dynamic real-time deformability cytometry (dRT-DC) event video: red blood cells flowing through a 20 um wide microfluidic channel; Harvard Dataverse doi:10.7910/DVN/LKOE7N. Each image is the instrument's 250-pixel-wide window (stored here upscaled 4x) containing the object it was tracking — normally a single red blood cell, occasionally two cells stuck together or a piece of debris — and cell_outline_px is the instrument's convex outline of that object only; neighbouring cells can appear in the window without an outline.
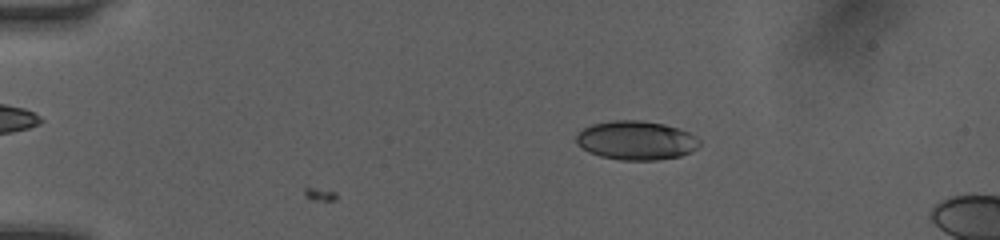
{"species": "human", "species_latin": "Homo sapiens", "temperature_condition": "room temperature", "stored_images_in_passage": 11, "camera_frame_rate_fps": 3000, "um_per_image_px": 0.085, "donor": {"sex": "female"}, "frame": {"image": 1, "passage_image": 5, "time_ms": 1.333, "image_size_px": [1000, 240], "cell_outline_px": [[700, 144], [696, 148], [680, 156], [656, 160], [620, 160], [600, 156], [588, 152], [576, 144], [576, 136], [584, 128], [592, 124], [612, 120], [640, 120], [664, 124], [688, 132], [696, 136], [700, 140]], "centroid_in_image_um": [54.05, 11.93], "position_along_channel_um": 31.0, "area_um2": 27.92}}
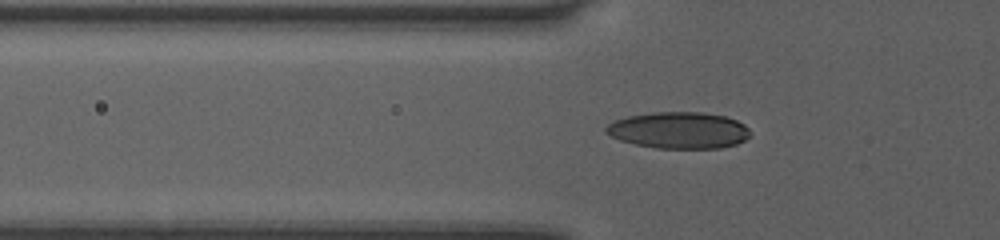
{"frame": {"image": 2, "passage_image": 10, "time_ms": 3.0, "image_size_px": [1000, 240], "cell_outline_px": [[748, 136], [744, 140], [736, 144], [720, 148], [656, 148], [636, 144], [620, 140], [604, 132], [604, 128], [608, 124], [616, 120], [628, 116], [652, 112], [704, 112], [724, 116], [736, 120], [744, 124], [748, 128]], "centroid_in_image_um": [57.68, 11.07], "position_along_channel_um": 68.1, "area_um2": 30.58}}